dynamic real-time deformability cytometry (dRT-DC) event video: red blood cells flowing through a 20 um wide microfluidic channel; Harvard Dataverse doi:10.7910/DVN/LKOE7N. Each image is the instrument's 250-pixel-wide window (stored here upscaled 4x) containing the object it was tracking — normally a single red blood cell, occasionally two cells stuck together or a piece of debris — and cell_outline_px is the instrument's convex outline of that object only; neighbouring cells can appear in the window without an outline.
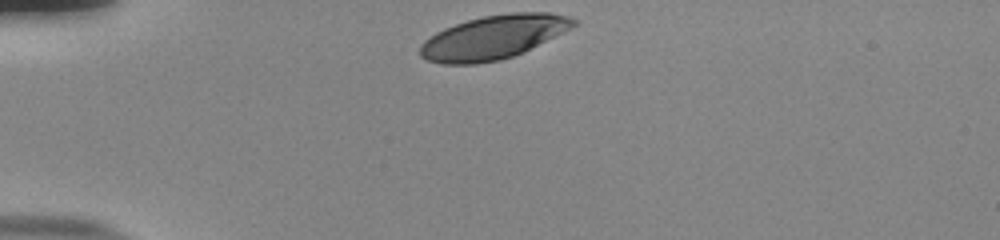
{"species": "human", "species_latin": "Homo sapiens", "temperature_condition": "room temperature", "stored_images_in_passage": 33, "camera_frame_rate_fps": 3000, "um_per_image_px": 0.085, "donor": {"sex": "male"}, "frame": {"image": 1, "passage_image": 1, "time_ms": 0.0, "image_size_px": [1000, 240], "cell_outline_px": [[580, 24], [524, 52], [500, 60], [476, 64], [440, 64], [424, 60], [420, 56], [420, 44], [424, 40], [436, 32], [444, 28], [468, 20], [484, 16], [508, 12], [548, 12], [568, 16], [576, 20]], "centroid_in_image_um": [41.94, 3.17], "position_along_channel_um": 43.1, "area_um2": 39.42}}
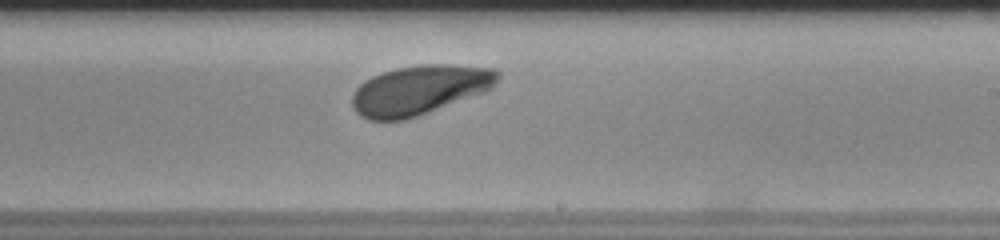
{"frame": {"image": 2, "passage_image": 21, "time_ms": 6.667, "image_size_px": [1000, 240], "cell_outline_px": [[500, 76], [492, 88], [488, 92], [404, 120], [368, 120], [360, 116], [352, 108], [352, 96], [356, 88], [360, 84], [372, 76], [396, 68], [420, 64], [452, 64], [496, 68], [500, 72]], "centroid_in_image_um": [35.7, 7.64], "position_along_channel_um": 253.3, "area_um2": 42.37}}
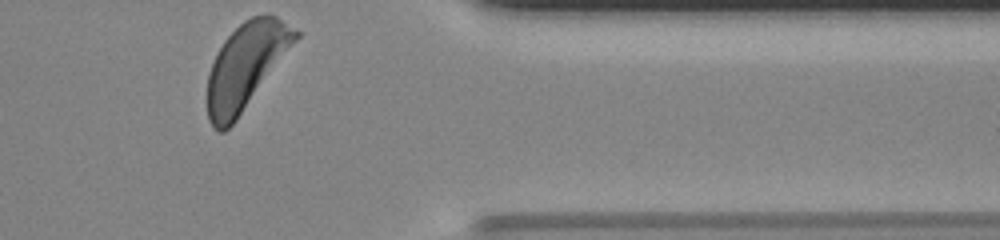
{"frame": {"image": 3, "passage_image": 33, "time_ms": 10.667, "image_size_px": [1000, 240], "cell_outline_px": [[300, 36], [236, 120], [224, 132], [216, 132], [212, 128], [208, 120], [208, 72], [216, 52], [224, 40], [244, 20], [252, 16], [264, 12], [268, 12], [276, 16], [300, 32]], "centroid_in_image_um": [20.89, 5.59], "position_along_channel_um": 390.5, "area_um2": 43.81}, "authors_computed_cell_mechanics": {"area_um2": 41.3848, "velocity_mm_per_s": 3.7508, "shape_relaxation_time_tau1_ms": 1.469, "shape_relaxation_time_tau2_ms": null, "deformation_change_tau1": 0.0997, "deformation_change_tau2": null}}